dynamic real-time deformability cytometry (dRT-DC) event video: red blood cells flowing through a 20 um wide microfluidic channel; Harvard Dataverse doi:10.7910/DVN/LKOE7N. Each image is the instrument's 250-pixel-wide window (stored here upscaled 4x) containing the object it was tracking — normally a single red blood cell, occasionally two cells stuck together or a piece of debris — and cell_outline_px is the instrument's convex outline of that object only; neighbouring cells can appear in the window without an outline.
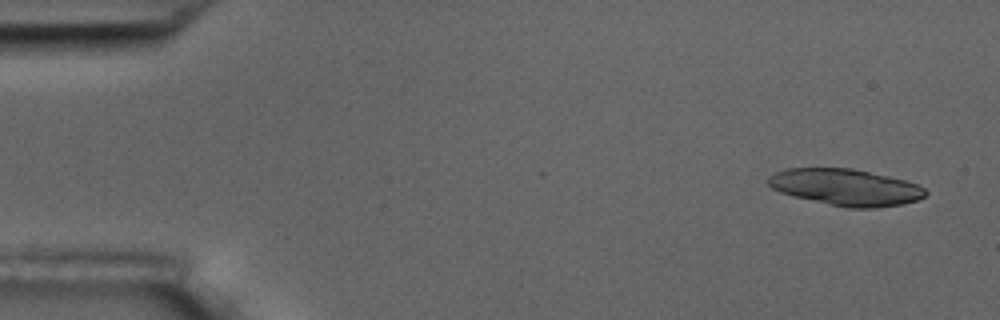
{"species": "common noctule bat (a hibernating species)", "species_latin": "Nyctalus noctula", "temperature_condition": "room temperature", "stored_images_in_passage": 5, "camera_frame_rate_fps": 3000, "um_per_image_px": 0.085, "animal": {"sex": "male", "body_mass_g": 17.5, "forearm_length_mm": 52.3}, "frame": {"image": 1, "passage_image": 1, "time_ms": 0.0, "image_size_px": [1000, 320], "cell_outline_px": [[928, 192], [920, 200], [900, 204], [876, 208], [848, 208], [792, 196], [780, 192], [772, 188], [768, 184], [768, 176], [776, 172], [788, 168], [852, 168], [888, 176], [904, 180], [916, 184], [924, 188]], "centroid_in_image_um": [71.88, 15.92], "position_along_channel_um": 13.1, "area_um2": 33.41}}